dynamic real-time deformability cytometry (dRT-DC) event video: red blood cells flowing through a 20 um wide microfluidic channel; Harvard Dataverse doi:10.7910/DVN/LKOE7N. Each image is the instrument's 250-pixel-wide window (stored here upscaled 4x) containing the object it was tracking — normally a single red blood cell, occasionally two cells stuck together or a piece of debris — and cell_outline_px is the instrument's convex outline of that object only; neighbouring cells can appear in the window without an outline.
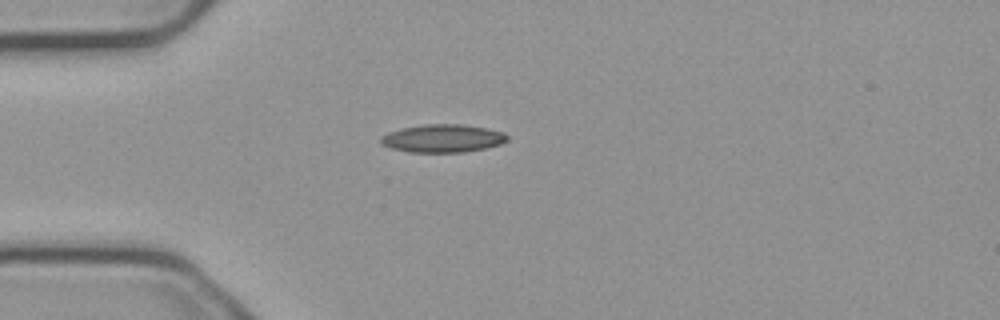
{"species": "common noctule bat (a hibernating species)", "species_latin": "Nyctalus noctula", "temperature_condition": "cold", "stored_images_in_passage": 41, "camera_frame_rate_fps": 3000, "um_per_image_px": 0.085, "animal": {"sex": "male", "body_mass_g": 23.1, "forearm_length_mm": 52.7}, "frame": {"image": 1, "passage_image": 1, "time_ms": 0.0, "image_size_px": [1000, 320], "cell_outline_px": [[508, 140], [500, 144], [484, 148], [464, 152], [408, 152], [392, 148], [380, 144], [380, 136], [388, 132], [400, 128], [424, 124], [464, 124], [488, 128], [504, 132], [508, 136]], "centroid_in_image_um": [37.62, 11.75], "position_along_channel_um": 47.4, "area_um2": 20.81}}
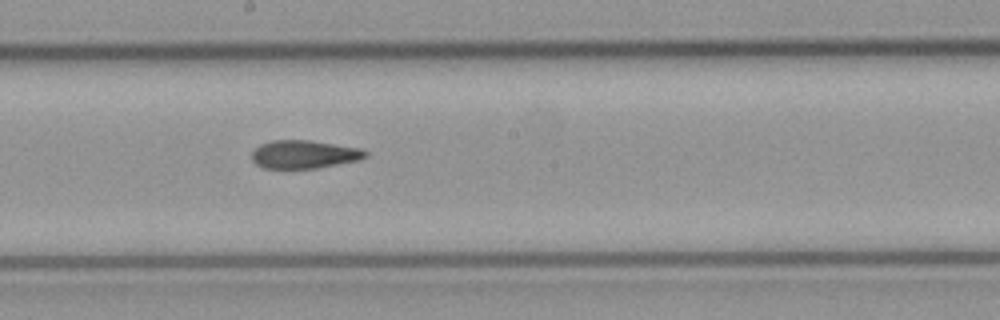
{"frame": {"image": 2, "passage_image": 16, "time_ms": 5.0, "image_size_px": [1000, 320], "cell_outline_px": [[368, 156], [356, 160], [316, 168], [264, 168], [256, 164], [252, 160], [252, 152], [260, 144], [272, 140], [308, 140], [360, 148], [368, 152]], "centroid_in_image_um": [25.82, 13.11], "position_along_channel_um": 222.4, "area_um2": 18.44}}
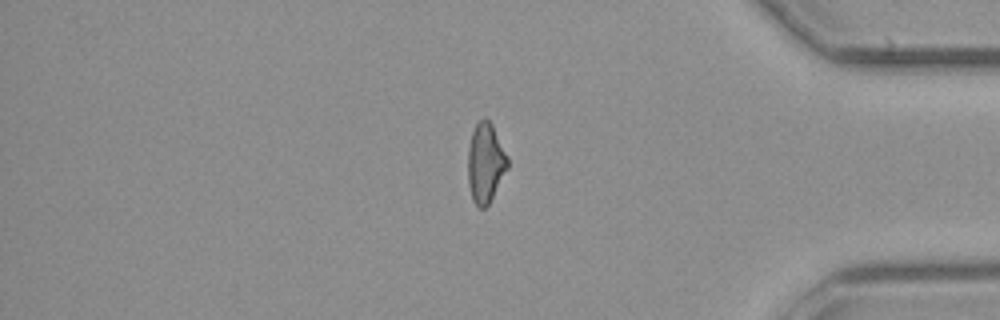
{"frame": {"image": 3, "passage_image": 32, "time_ms": 10.333, "image_size_px": [1000, 320], "cell_outline_px": [[508, 168], [488, 204], [484, 208], [480, 208], [472, 200], [468, 184], [468, 148], [472, 132], [476, 124], [484, 116], [492, 124], [508, 156]], "centroid_in_image_um": [41.26, 13.83], "position_along_channel_um": 393.9, "area_um2": 18.38}}